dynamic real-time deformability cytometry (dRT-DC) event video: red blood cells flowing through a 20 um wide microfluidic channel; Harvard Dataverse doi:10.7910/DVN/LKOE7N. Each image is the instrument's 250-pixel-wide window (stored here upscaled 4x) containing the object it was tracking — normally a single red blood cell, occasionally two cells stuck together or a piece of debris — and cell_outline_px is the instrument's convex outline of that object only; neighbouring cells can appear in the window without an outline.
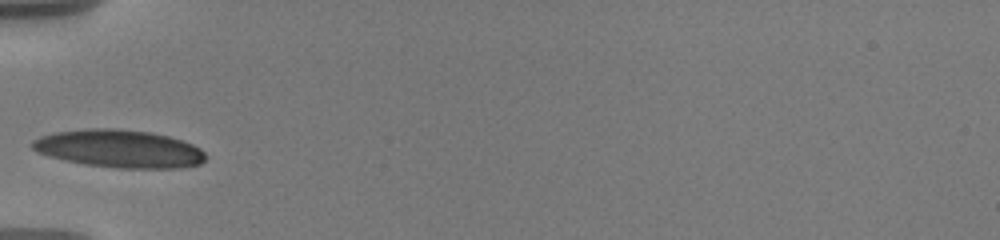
{"species": "human", "species_latin": "Homo sapiens", "temperature_condition": "warm", "stored_images_in_passage": 51, "camera_frame_rate_fps": 3000, "um_per_image_px": 0.085, "donor": {"sex": "male"}, "frame": {"image": 1, "passage_image": 1, "time_ms": 0.0, "image_size_px": [1000, 240], "cell_outline_px": [[204, 160], [200, 164], [184, 168], [116, 168], [88, 164], [64, 160], [48, 156], [36, 152], [32, 148], [32, 140], [40, 136], [52, 132], [84, 128], [116, 128], [148, 132], [168, 136], [192, 144], [200, 148], [204, 152]], "centroid_in_image_um": [10.1, 12.63], "position_along_channel_um": 74.9, "area_um2": 38.32}}
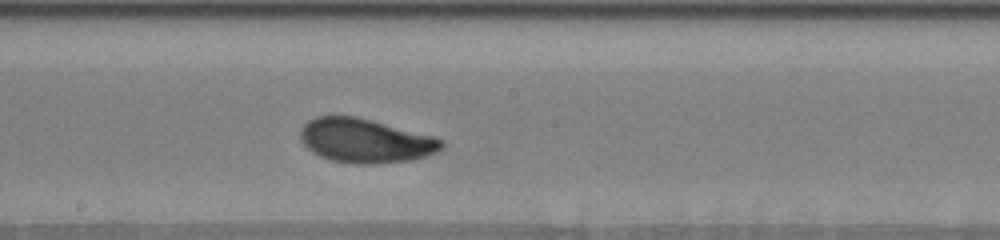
{"frame": {"image": 2, "passage_image": 20, "time_ms": 4.0, "image_size_px": [1000, 240], "cell_outline_px": [[444, 148], [436, 152], [412, 160], [376, 164], [352, 164], [332, 160], [320, 156], [312, 152], [300, 140], [300, 128], [308, 120], [316, 116], [360, 116], [436, 136], [444, 140]], "centroid_in_image_um": [31.08, 11.94], "position_along_channel_um": 217.1, "area_um2": 36.93}}
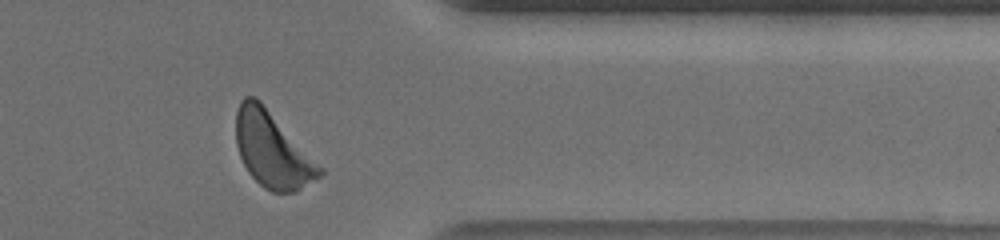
{"frame": {"image": 3, "passage_image": 46, "time_ms": 9.0, "image_size_px": [1000, 240], "cell_outline_px": [[324, 172], [320, 176], [300, 188], [292, 192], [272, 192], [264, 188], [248, 172], [240, 156], [236, 144], [236, 112], [240, 100], [244, 96], [252, 96], [260, 100], [324, 168]], "centroid_in_image_um": [23.14, 12.71], "position_along_channel_um": 388.3, "area_um2": 36.59}, "authors_computed_cell_mechanics": {"area_um2": 36.0672, "velocity_mm_per_s": 3.562, "shape_relaxation_time_tau1_ms": 1.7833, "shape_relaxation_time_tau2_ms": 5.1362, "deformation_change_tau1": 0.1023, "deformation_change_tau2": 0.1103}}